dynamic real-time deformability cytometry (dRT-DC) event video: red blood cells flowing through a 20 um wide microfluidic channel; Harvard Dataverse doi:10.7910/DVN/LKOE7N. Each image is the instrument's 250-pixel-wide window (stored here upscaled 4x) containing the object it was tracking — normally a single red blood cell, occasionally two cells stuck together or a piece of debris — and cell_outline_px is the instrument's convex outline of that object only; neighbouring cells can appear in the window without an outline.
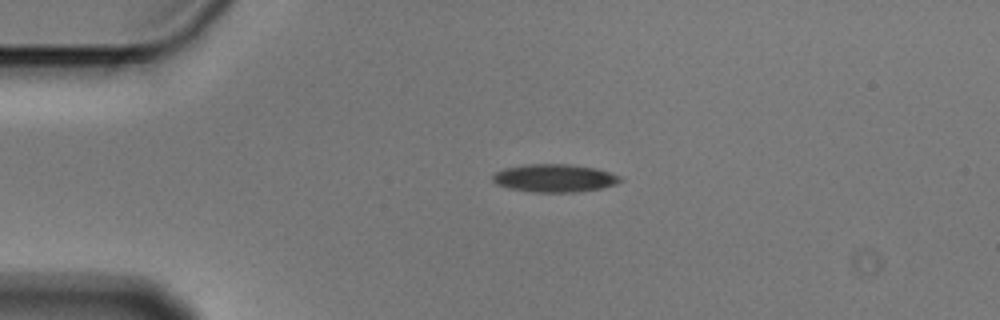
{"species": "Egyptian fruit bat (a non-hibernating species)", "species_latin": "Rousettus aegyptiacus", "temperature_condition": "cold", "stored_images_in_passage": 2, "camera_frame_rate_fps": 3000, "um_per_image_px": 0.085, "animal": {"sex": "male"}, "frame": {"image": 1, "passage_image": 1, "time_ms": 0.0, "image_size_px": [1000, 320], "cell_outline_px": [[620, 180], [616, 184], [600, 188], [572, 192], [532, 192], [508, 188], [496, 184], [492, 180], [492, 176], [496, 172], [504, 168], [528, 164], [568, 164], [596, 168], [620, 176]], "centroid_in_image_um": [47.08, 15.14], "position_along_channel_um": 37.9, "area_um2": 20.58}}